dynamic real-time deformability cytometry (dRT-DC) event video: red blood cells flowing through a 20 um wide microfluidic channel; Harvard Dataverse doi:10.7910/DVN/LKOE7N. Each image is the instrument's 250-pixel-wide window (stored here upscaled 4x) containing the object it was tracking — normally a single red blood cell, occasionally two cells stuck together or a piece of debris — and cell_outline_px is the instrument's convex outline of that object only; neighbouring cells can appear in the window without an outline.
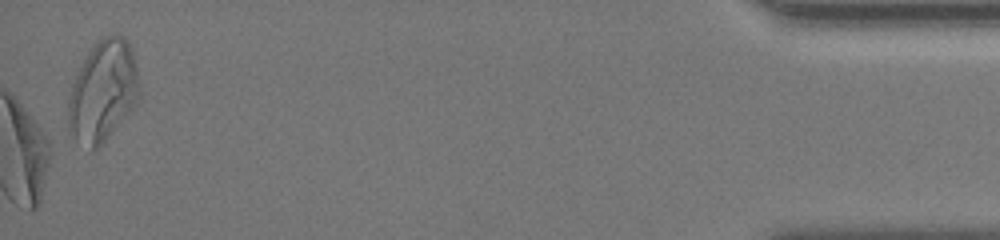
{"species": "human", "species_latin": "Homo sapiens", "temperature_condition": "room temperature", "stored_images_in_passage": 52, "camera_frame_rate_fps": 3000, "um_per_image_px": 0.085, "donor": {"sex": "female"}, "frame": {"image": 1, "passage_image": 52, "time_ms": 18.333, "image_size_px": [1000, 240], "cell_outline_px": [[140, 96], [136, 104], [108, 136], [96, 148], [88, 152], [68, 132], [68, 100], [72, 84], [88, 52], [104, 36], [116, 32], [124, 36], [128, 40], [132, 52], [136, 68], [140, 92]], "centroid_in_image_um": [8.74, 7.76], "position_along_channel_um": 426.5, "area_um2": 41.67}, "authors_computed_cell_mechanics": {"area_um2": 30.7207, "velocity_mm_per_s": 3.6574, "shape_relaxation_time_tau1_ms": 3.0758, "shape_relaxation_time_tau2_ms": null, "deformation_change_tau1": 0.1479, "deformation_change_tau2": null}}